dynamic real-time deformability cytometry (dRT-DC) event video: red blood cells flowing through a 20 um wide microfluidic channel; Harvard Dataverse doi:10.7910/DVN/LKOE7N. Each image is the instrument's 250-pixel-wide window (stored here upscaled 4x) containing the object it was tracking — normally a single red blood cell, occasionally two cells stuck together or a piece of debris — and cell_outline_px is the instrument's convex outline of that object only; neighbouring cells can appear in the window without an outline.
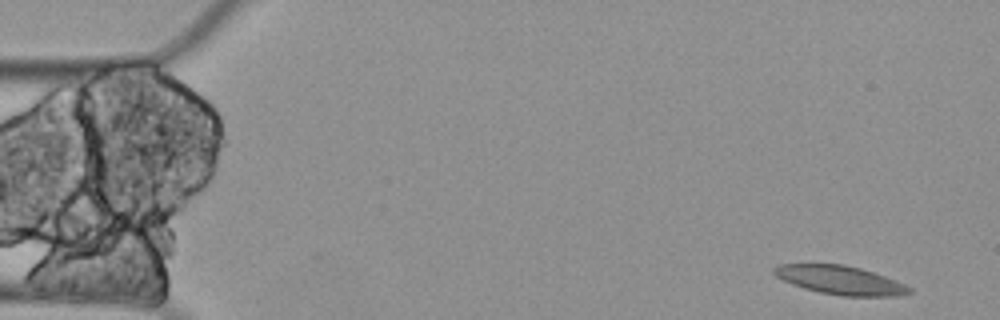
{"species": "Egyptian fruit bat (a non-hibernating species)", "species_latin": "Rousettus aegyptiacus", "temperature_condition": "cold", "stored_images_in_passage": 4, "camera_frame_rate_fps": 3000, "um_per_image_px": 0.085, "animal": {"sex": "female"}, "frame": {"image": 1, "passage_image": 1, "time_ms": 0.0, "image_size_px": [1000, 320], "cell_outline_px": [[912, 292], [896, 296], [840, 296], [820, 292], [804, 288], [792, 284], [776, 276], [772, 272], [772, 268], [780, 264], [844, 264], [860, 268], [896, 280], [912, 288]], "centroid_in_image_um": [71.41, 23.81], "position_along_channel_um": 13.6, "area_um2": 22.54}}
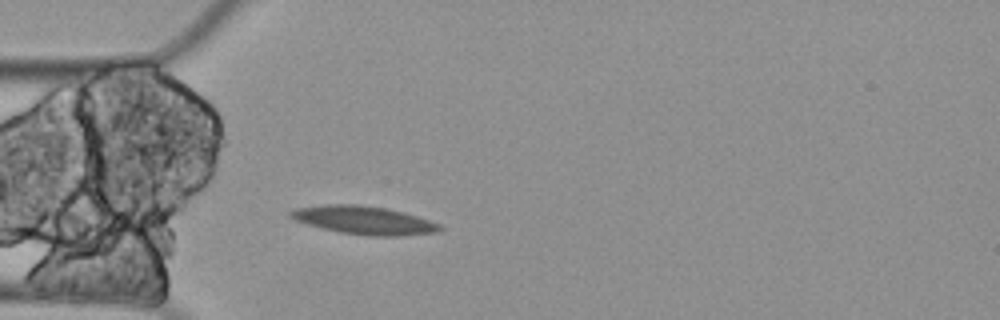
{"frame": {"image": 2, "passage_image": 4, "time_ms": 1.0, "image_size_px": [1000, 320], "cell_outline_px": [[444, 228], [440, 232], [400, 236], [368, 236], [340, 232], [308, 224], [296, 220], [288, 216], [288, 212], [292, 208], [328, 204], [356, 204], [384, 208], [404, 212], [440, 224]], "centroid_in_image_um": [30.94, 18.72], "position_along_channel_um": 54.1, "area_um2": 24.57}}